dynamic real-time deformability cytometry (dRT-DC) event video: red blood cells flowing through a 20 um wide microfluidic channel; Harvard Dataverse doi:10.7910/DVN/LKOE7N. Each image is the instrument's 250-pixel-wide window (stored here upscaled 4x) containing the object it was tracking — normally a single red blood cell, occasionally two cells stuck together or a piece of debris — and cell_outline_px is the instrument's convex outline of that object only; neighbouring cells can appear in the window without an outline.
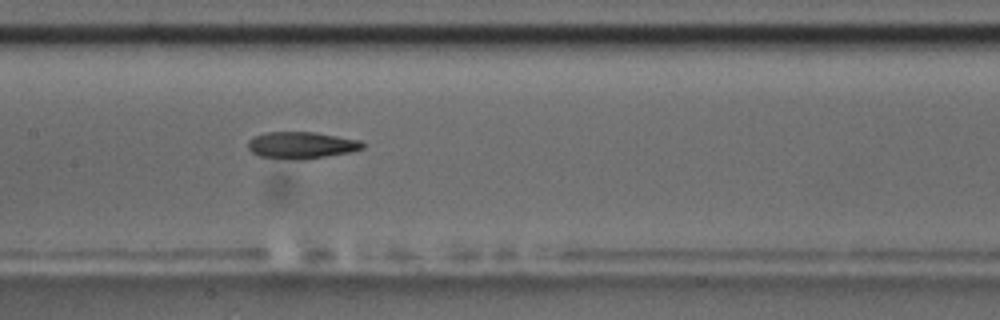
{"species": "common noctule bat (a hibernating species)", "species_latin": "Nyctalus noctula", "temperature_condition": "room temperature", "stored_images_in_passage": 4, "camera_frame_rate_fps": 3000, "um_per_image_px": 0.085, "animal": {"sex": "male", "body_mass_g": 17.5, "forearm_length_mm": 52.3}, "frame": {"image": 1, "passage_image": 4, "time_ms": 4.333, "image_size_px": [1000, 320], "cell_outline_px": [[364, 148], [348, 152], [304, 160], [296, 160], [260, 156], [252, 152], [248, 148], [248, 140], [252, 136], [264, 132], [316, 132], [360, 140], [364, 144]], "centroid_in_image_um": [25.59, 12.33], "position_along_channel_um": 181.8, "area_um2": 17.98}}